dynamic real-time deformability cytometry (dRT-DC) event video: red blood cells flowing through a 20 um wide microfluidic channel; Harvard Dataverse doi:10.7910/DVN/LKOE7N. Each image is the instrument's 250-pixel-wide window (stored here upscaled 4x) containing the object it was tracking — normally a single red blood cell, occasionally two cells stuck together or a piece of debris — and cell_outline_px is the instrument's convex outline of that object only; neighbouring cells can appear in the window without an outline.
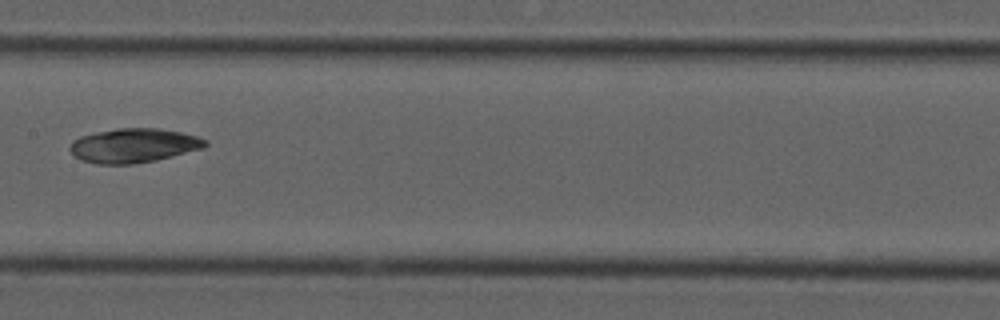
{"species": "common noctule bat (a hibernating species)", "species_latin": "Nyctalus noctula", "temperature_condition": "cold", "stored_images_in_passage": 8, "camera_frame_rate_fps": 3000, "um_per_image_px": 0.085, "animal": {"sex": "male", "forearm_length_mm": 52.5}, "frame": {"image": 1, "passage_image": 7, "time_ms": 2.0, "image_size_px": [1000, 320], "cell_outline_px": [[208, 144], [204, 148], [156, 160], [132, 164], [96, 164], [80, 160], [68, 148], [72, 140], [80, 136], [96, 132], [120, 128], [156, 128], [180, 132], [196, 136], [208, 140]], "centroid_in_image_um": [11.35, 12.37], "position_along_channel_um": 196.1, "area_um2": 26.99}}
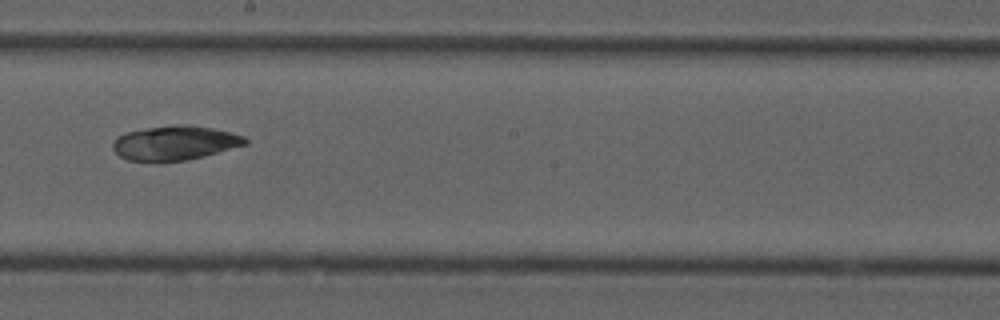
{"frame": {"image": 2, "passage_image": 8, "time_ms": 2.333, "image_size_px": [1000, 320], "cell_outline_px": [[248, 144], [204, 156], [188, 160], [128, 160], [120, 156], [112, 148], [112, 144], [116, 136], [128, 132], [148, 128], [176, 124], [184, 124], [212, 128], [232, 132], [244, 136], [248, 140]], "centroid_in_image_um": [14.9, 12.13], "position_along_channel_um": 233.3, "area_um2": 26.24}}